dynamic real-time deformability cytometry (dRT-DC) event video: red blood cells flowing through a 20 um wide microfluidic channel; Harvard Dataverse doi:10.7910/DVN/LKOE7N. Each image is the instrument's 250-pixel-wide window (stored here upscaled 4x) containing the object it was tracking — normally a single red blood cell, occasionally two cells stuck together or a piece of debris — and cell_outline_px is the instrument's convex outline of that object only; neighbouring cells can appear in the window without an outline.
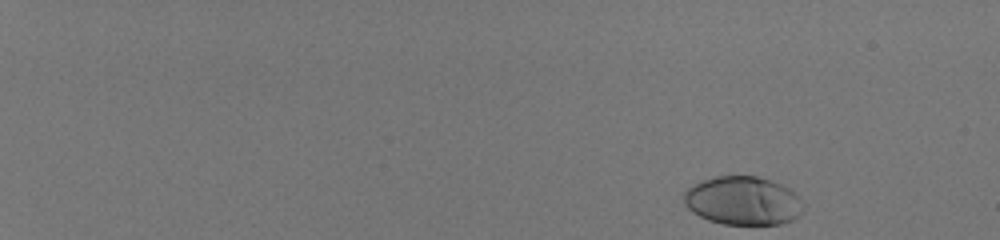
{"species": "human", "species_latin": "Homo sapiens", "temperature_condition": "room temperature", "stored_images_in_passage": 51, "camera_frame_rate_fps": 3000, "um_per_image_px": 0.085, "donor": {"sex": "male"}, "frame": {"image": 1, "passage_image": 1, "time_ms": 0.0, "image_size_px": [1000, 240], "cell_outline_px": [[804, 208], [800, 216], [792, 220], [780, 224], [724, 224], [708, 220], [692, 212], [684, 204], [684, 192], [688, 188], [704, 180], [716, 176], [756, 176], [780, 184], [788, 188], [804, 204]], "centroid_in_image_um": [63.15, 17.08], "position_along_channel_um": 21.8, "area_um2": 33.58}}
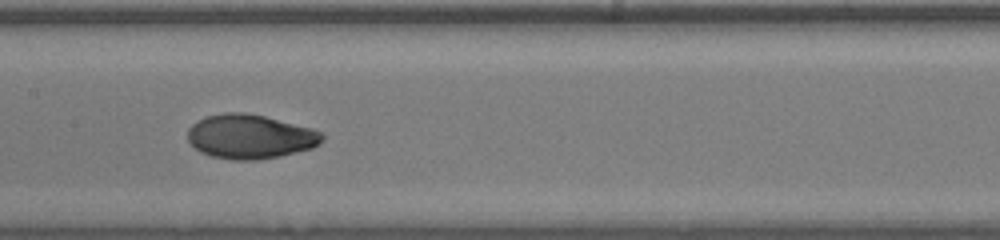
{"frame": {"image": 2, "passage_image": 29, "time_ms": 9.333, "image_size_px": [1000, 240], "cell_outline_px": [[324, 140], [320, 144], [312, 148], [280, 156], [256, 160], [232, 160], [212, 156], [200, 152], [188, 140], [188, 128], [196, 120], [204, 116], [224, 112], [244, 112], [264, 116], [312, 128], [324, 132]], "centroid_in_image_um": [21.27, 11.6], "position_along_channel_um": 186.1, "area_um2": 34.97}}
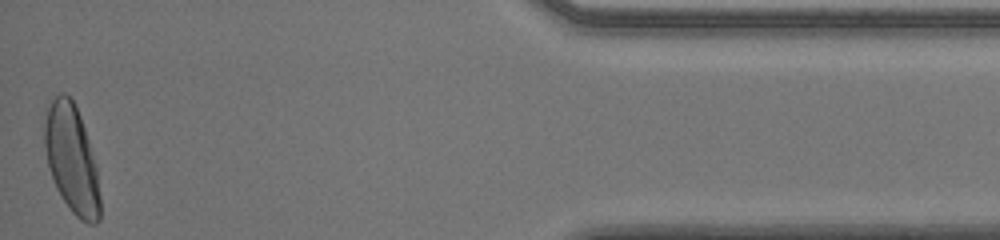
{"frame": {"image": 3, "passage_image": 51, "time_ms": 16.667, "image_size_px": [1000, 240], "cell_outline_px": [[100, 220], [96, 224], [88, 224], [80, 220], [72, 212], [60, 196], [56, 188], [48, 164], [44, 144], [44, 124], [48, 108], [52, 100], [60, 92], [64, 92], [72, 100], [80, 116], [96, 164], [100, 196]], "centroid_in_image_um": [6.1, 13.57], "position_along_channel_um": 429.1, "area_um2": 34.8}, "authors_computed_cell_mechanics": {"area_um2": 33.813, "velocity_mm_per_s": 4.0006, "shape_relaxation_time_tau1_ms": 3.3365, "shape_relaxation_time_tau2_ms": null, "deformation_change_tau1": 0.1893, "deformation_change_tau2": null}}